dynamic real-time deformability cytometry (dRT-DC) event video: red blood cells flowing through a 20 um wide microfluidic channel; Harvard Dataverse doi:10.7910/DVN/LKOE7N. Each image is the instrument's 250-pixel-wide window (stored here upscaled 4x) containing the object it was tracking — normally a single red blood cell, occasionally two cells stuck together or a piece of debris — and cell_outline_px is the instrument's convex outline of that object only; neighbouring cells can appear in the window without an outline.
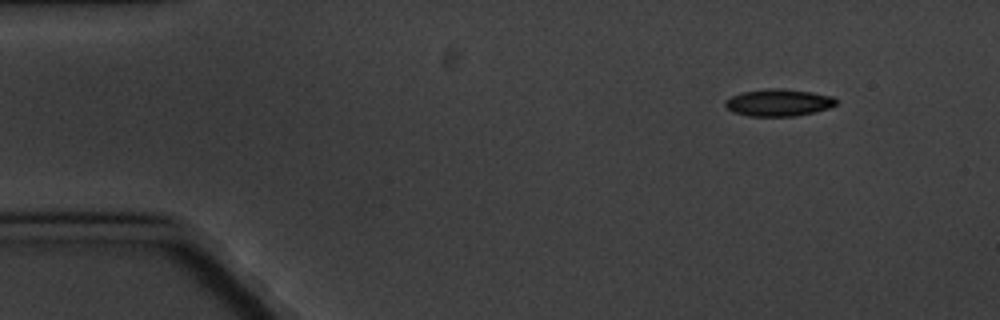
{"species": "common noctule bat (a hibernating species)", "species_latin": "Nyctalus noctula", "temperature_condition": "cold", "stored_images_in_passage": 5, "camera_frame_rate_fps": 3000, "um_per_image_px": 0.085, "animal": {"sex": "male", "body_mass_g": 20.1, "forearm_length_mm": 53.5}, "frame": {"image": 1, "passage_image": 1, "time_ms": 0.0, "image_size_px": [1000, 320], "cell_outline_px": [[836, 104], [828, 108], [816, 112], [796, 116], [748, 116], [732, 112], [724, 104], [724, 100], [732, 96], [744, 92], [768, 88], [780, 88], [812, 92], [832, 96], [836, 100]], "centroid_in_image_um": [66.17, 8.72], "position_along_channel_um": 18.8, "area_um2": 17.51}}
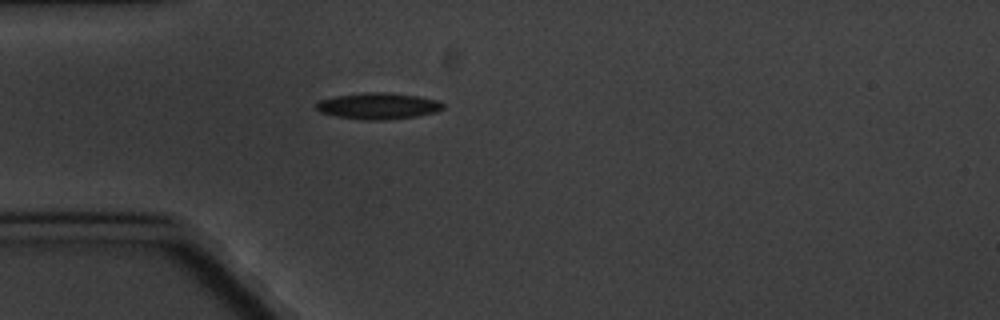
{"frame": {"image": 2, "passage_image": 4, "time_ms": 3.333, "image_size_px": [1000, 320], "cell_outline_px": [[444, 108], [436, 112], [416, 116], [384, 120], [364, 120], [336, 116], [320, 112], [316, 108], [316, 104], [320, 100], [336, 96], [368, 92], [384, 92], [416, 96], [440, 100], [444, 104]], "centroid_in_image_um": [32.17, 9.01], "position_along_channel_um": 52.8, "area_um2": 19.36}}